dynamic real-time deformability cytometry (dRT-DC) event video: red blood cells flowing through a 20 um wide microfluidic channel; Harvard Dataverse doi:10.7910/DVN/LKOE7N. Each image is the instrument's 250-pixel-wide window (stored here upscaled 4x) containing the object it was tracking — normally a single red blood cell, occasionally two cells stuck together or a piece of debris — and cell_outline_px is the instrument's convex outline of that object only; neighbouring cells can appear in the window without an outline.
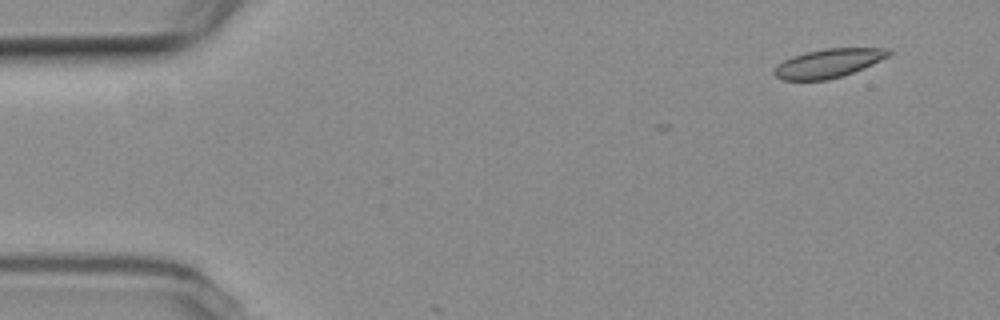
{"species": "common noctule bat (a hibernating species)", "species_latin": "Nyctalus noctula", "temperature_condition": "room temperature", "stored_images_in_passage": 2, "camera_frame_rate_fps": 3000, "um_per_image_px": 0.085, "animal": {"sex": "female", "body_mass_g": 19.3, "forearm_length_mm": 54.1}, "frame": {"image": 1, "passage_image": 2, "time_ms": 0.333, "image_size_px": [1000, 320], "cell_outline_px": [[892, 52], [888, 56], [872, 64], [852, 72], [828, 80], [784, 80], [776, 76], [772, 72], [776, 64], [792, 56], [824, 48], [888, 48]], "centroid_in_image_um": [70.38, 5.37], "position_along_channel_um": 14.6, "area_um2": 19.02}}